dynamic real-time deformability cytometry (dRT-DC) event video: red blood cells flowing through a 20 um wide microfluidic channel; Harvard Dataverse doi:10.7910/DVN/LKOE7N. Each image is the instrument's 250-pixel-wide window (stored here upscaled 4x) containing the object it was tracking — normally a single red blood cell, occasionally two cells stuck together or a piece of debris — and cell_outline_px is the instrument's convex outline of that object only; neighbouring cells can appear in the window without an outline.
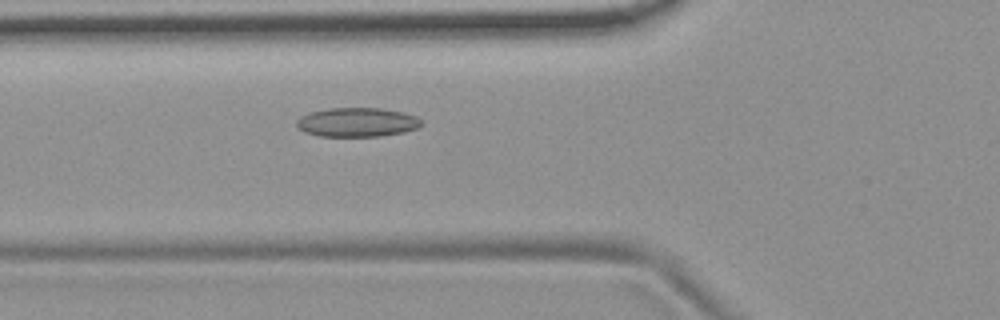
{"species": "common noctule bat (a hibernating species)", "species_latin": "Nyctalus noctula", "temperature_condition": "room temperature", "stored_images_in_passage": 5, "camera_frame_rate_fps": 3000, "um_per_image_px": 0.085, "animal": {"sex": "female", "body_mass_g": 19.9}, "frame": {"image": 1, "passage_image": 5, "time_ms": 4.667, "image_size_px": [1000, 320], "cell_outline_px": [[424, 124], [416, 128], [404, 132], [380, 136], [320, 136], [304, 132], [296, 124], [296, 120], [300, 116], [312, 112], [328, 108], [380, 108], [404, 112], [416, 116]], "centroid_in_image_um": [30.37, 10.39], "position_along_channel_um": 95.4, "area_um2": 21.15}}